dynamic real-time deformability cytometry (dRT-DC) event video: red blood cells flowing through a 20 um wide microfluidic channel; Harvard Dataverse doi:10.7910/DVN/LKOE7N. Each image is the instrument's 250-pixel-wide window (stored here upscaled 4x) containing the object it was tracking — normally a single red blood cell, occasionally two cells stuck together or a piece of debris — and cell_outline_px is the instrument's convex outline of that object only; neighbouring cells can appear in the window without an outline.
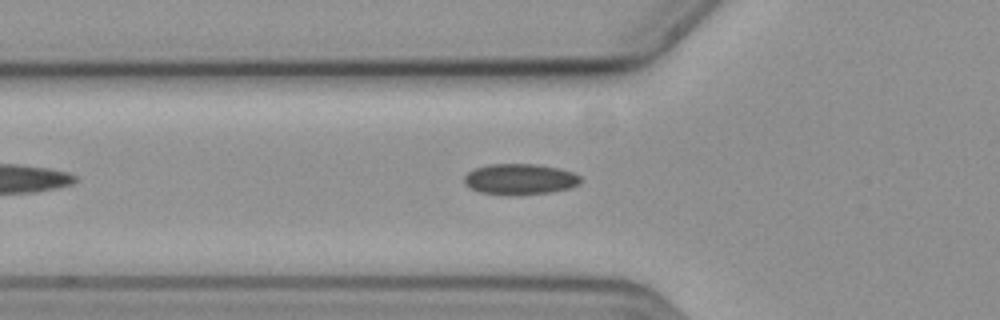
{"species": "common noctule bat (a hibernating species)", "species_latin": "Nyctalus noctula", "temperature_condition": "cold", "stored_images_in_passage": 44, "camera_frame_rate_fps": 3000, "um_per_image_px": 0.085, "animal": {"sex": "female", "body_mass_g": 19.3, "forearm_length_mm": 54.1}, "frame": {"image": 1, "passage_image": 8, "time_ms": 2.333, "image_size_px": [1000, 320], "cell_outline_px": [[580, 184], [568, 188], [548, 192], [520, 196], [508, 196], [480, 192], [468, 188], [464, 184], [464, 176], [468, 172], [476, 168], [488, 164], [536, 164], [556, 168], [572, 172], [580, 176]], "centroid_in_image_um": [44.14, 15.25], "position_along_channel_um": 81.7, "area_um2": 21.1}}
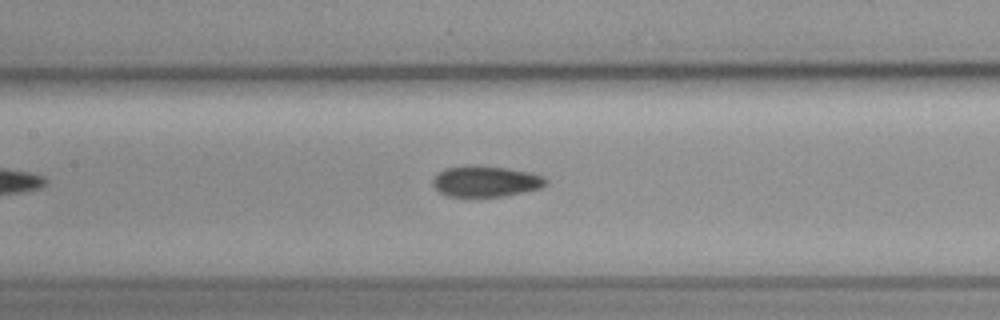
{"frame": {"image": 2, "passage_image": 15, "time_ms": 4.667, "image_size_px": [1000, 320], "cell_outline_px": [[548, 184], [540, 188], [524, 192], [504, 196], [448, 196], [440, 192], [432, 184], [432, 180], [444, 168], [464, 164], [508, 168], [532, 172], [544, 176], [548, 180]], "centroid_in_image_um": [41.32, 15.39], "position_along_channel_um": 166.1, "area_um2": 20.58}}
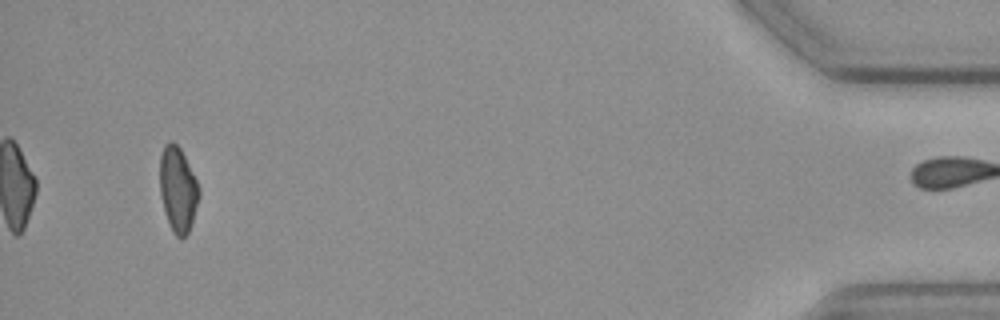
{"frame": {"image": 3, "passage_image": 43, "time_ms": 14.0, "image_size_px": [1000, 320], "cell_outline_px": [[200, 196], [188, 232], [180, 240], [172, 232], [160, 196], [160, 156], [164, 144], [172, 140], [180, 148], [200, 188]], "centroid_in_image_um": [15.11, 16.09], "position_along_channel_um": 420.1, "area_um2": 19.25}, "authors_computed_cell_mechanics": {"area_um2": 20.1144, "velocity_mm_per_s": 3.597, "shape_relaxation_time_tau1_ms": null, "shape_relaxation_time_tau2_ms": 7.6015, "deformation_change_tau1": null, "deformation_change_tau2": 0.1224}}